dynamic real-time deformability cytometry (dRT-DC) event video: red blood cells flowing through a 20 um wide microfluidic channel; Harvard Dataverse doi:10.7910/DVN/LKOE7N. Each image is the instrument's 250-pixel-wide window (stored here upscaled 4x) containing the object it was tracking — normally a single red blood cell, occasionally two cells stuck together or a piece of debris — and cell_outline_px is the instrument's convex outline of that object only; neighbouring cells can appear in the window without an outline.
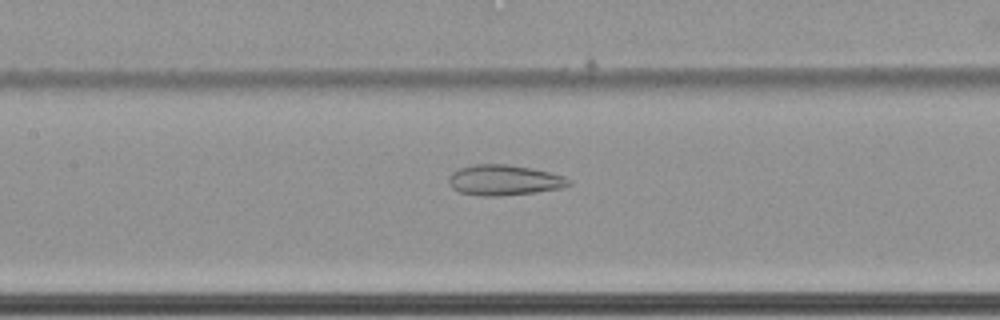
{"species": "common noctule bat (a hibernating species)", "species_latin": "Nyctalus noctula", "temperature_condition": "cold", "stored_images_in_passage": 58, "camera_frame_rate_fps": 3000, "um_per_image_px": 0.085, "animal": {"sex": "female", "body_mass_g": 22.7, "forearm_length_mm": 54.2}, "frame": {"image": 1, "passage_image": 27, "time_ms": 8.667, "image_size_px": [1000, 320], "cell_outline_px": [[572, 184], [560, 188], [536, 192], [500, 196], [480, 196], [460, 192], [452, 188], [448, 184], [448, 176], [452, 172], [460, 168], [476, 164], [504, 164], [532, 168], [564, 176], [572, 180]], "centroid_in_image_um": [42.84, 15.31], "position_along_channel_um": 164.6, "area_um2": 21.39}}
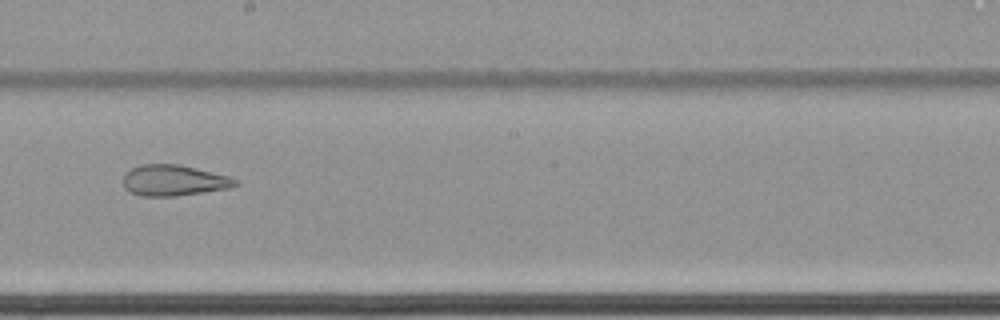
{"frame": {"image": 2, "passage_image": 33, "time_ms": 10.667, "image_size_px": [1000, 320], "cell_outline_px": [[240, 184], [228, 188], [204, 192], [176, 196], [140, 196], [128, 192], [124, 188], [124, 176], [132, 168], [140, 164], [180, 164], [228, 176], [240, 180]], "centroid_in_image_um": [14.78, 15.34], "position_along_channel_um": 233.4, "area_um2": 20.29}}
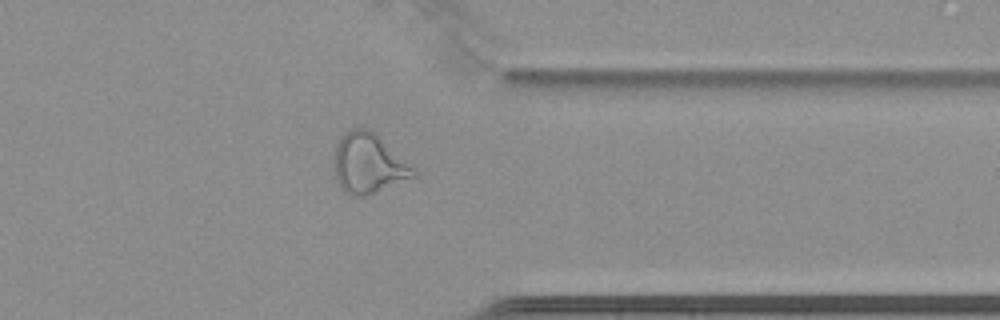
{"frame": {"image": 3, "passage_image": 46, "time_ms": 15.0, "image_size_px": [1000, 320], "cell_outline_px": [[416, 176], [364, 196], [352, 196], [344, 192], [336, 180], [332, 164], [336, 144], [352, 128], [368, 128], [376, 132], [416, 168]], "centroid_in_image_um": [31.32, 13.89], "position_along_channel_um": 380.1, "area_um2": 27.98}, "authors_computed_cell_mechanics": {"area_um2": 29.6514, "velocity_mm_per_s": 3.4569, "shape_relaxation_time_tau1_ms": null, "shape_relaxation_time_tau2_ms": 2.4701, "deformation_change_tau1": null, "deformation_change_tau2": 0.1009}}